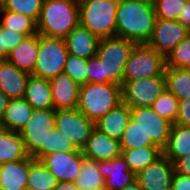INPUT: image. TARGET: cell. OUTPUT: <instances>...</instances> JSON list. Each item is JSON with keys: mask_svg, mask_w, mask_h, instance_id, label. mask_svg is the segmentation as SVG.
<instances>
[{"mask_svg": "<svg viewBox=\"0 0 190 190\" xmlns=\"http://www.w3.org/2000/svg\"><path fill=\"white\" fill-rule=\"evenodd\" d=\"M135 44L117 36L101 38L96 56L88 59L87 83L122 86L124 69Z\"/></svg>", "mask_w": 190, "mask_h": 190, "instance_id": "6da1fadb", "label": "cell"}, {"mask_svg": "<svg viewBox=\"0 0 190 190\" xmlns=\"http://www.w3.org/2000/svg\"><path fill=\"white\" fill-rule=\"evenodd\" d=\"M154 5L142 0H119L116 11V36L136 44L148 43L153 35Z\"/></svg>", "mask_w": 190, "mask_h": 190, "instance_id": "7a4b0ae2", "label": "cell"}, {"mask_svg": "<svg viewBox=\"0 0 190 190\" xmlns=\"http://www.w3.org/2000/svg\"><path fill=\"white\" fill-rule=\"evenodd\" d=\"M79 24V0H44L37 32L47 37L64 38Z\"/></svg>", "mask_w": 190, "mask_h": 190, "instance_id": "3957f363", "label": "cell"}, {"mask_svg": "<svg viewBox=\"0 0 190 190\" xmlns=\"http://www.w3.org/2000/svg\"><path fill=\"white\" fill-rule=\"evenodd\" d=\"M122 102V86L114 83H86L80 86L77 108L96 122Z\"/></svg>", "mask_w": 190, "mask_h": 190, "instance_id": "277c9868", "label": "cell"}, {"mask_svg": "<svg viewBox=\"0 0 190 190\" xmlns=\"http://www.w3.org/2000/svg\"><path fill=\"white\" fill-rule=\"evenodd\" d=\"M119 0H79L80 24L101 38L116 36Z\"/></svg>", "mask_w": 190, "mask_h": 190, "instance_id": "5b68a950", "label": "cell"}, {"mask_svg": "<svg viewBox=\"0 0 190 190\" xmlns=\"http://www.w3.org/2000/svg\"><path fill=\"white\" fill-rule=\"evenodd\" d=\"M56 110L33 109L32 115L19 132L28 156L41 160L46 155V139L48 132L55 128Z\"/></svg>", "mask_w": 190, "mask_h": 190, "instance_id": "8992f818", "label": "cell"}, {"mask_svg": "<svg viewBox=\"0 0 190 190\" xmlns=\"http://www.w3.org/2000/svg\"><path fill=\"white\" fill-rule=\"evenodd\" d=\"M68 50L63 38L47 37L38 34V57L31 75L52 79L64 72Z\"/></svg>", "mask_w": 190, "mask_h": 190, "instance_id": "52a82bcc", "label": "cell"}, {"mask_svg": "<svg viewBox=\"0 0 190 190\" xmlns=\"http://www.w3.org/2000/svg\"><path fill=\"white\" fill-rule=\"evenodd\" d=\"M166 59L148 43L135 44L127 60L123 81L165 76Z\"/></svg>", "mask_w": 190, "mask_h": 190, "instance_id": "ba28073f", "label": "cell"}, {"mask_svg": "<svg viewBox=\"0 0 190 190\" xmlns=\"http://www.w3.org/2000/svg\"><path fill=\"white\" fill-rule=\"evenodd\" d=\"M166 90L165 76L123 81L122 101L130 108L151 107Z\"/></svg>", "mask_w": 190, "mask_h": 190, "instance_id": "9c48e42d", "label": "cell"}, {"mask_svg": "<svg viewBox=\"0 0 190 190\" xmlns=\"http://www.w3.org/2000/svg\"><path fill=\"white\" fill-rule=\"evenodd\" d=\"M54 125L79 150L84 148L95 129V122L88 119L78 108L57 109Z\"/></svg>", "mask_w": 190, "mask_h": 190, "instance_id": "30bf717a", "label": "cell"}, {"mask_svg": "<svg viewBox=\"0 0 190 190\" xmlns=\"http://www.w3.org/2000/svg\"><path fill=\"white\" fill-rule=\"evenodd\" d=\"M131 119L149 136L152 143L160 149L167 145L172 123L160 117L151 107L131 108Z\"/></svg>", "mask_w": 190, "mask_h": 190, "instance_id": "8fae6325", "label": "cell"}, {"mask_svg": "<svg viewBox=\"0 0 190 190\" xmlns=\"http://www.w3.org/2000/svg\"><path fill=\"white\" fill-rule=\"evenodd\" d=\"M84 155L82 150L56 152L45 155L40 161L50 170L58 182H74L78 177Z\"/></svg>", "mask_w": 190, "mask_h": 190, "instance_id": "7c38bea8", "label": "cell"}, {"mask_svg": "<svg viewBox=\"0 0 190 190\" xmlns=\"http://www.w3.org/2000/svg\"><path fill=\"white\" fill-rule=\"evenodd\" d=\"M190 31L177 20L156 19L154 31L148 44L165 58Z\"/></svg>", "mask_w": 190, "mask_h": 190, "instance_id": "4fadbf2b", "label": "cell"}, {"mask_svg": "<svg viewBox=\"0 0 190 190\" xmlns=\"http://www.w3.org/2000/svg\"><path fill=\"white\" fill-rule=\"evenodd\" d=\"M175 169L174 164L163 154L145 169L136 174L142 190H170Z\"/></svg>", "mask_w": 190, "mask_h": 190, "instance_id": "5bb4252c", "label": "cell"}, {"mask_svg": "<svg viewBox=\"0 0 190 190\" xmlns=\"http://www.w3.org/2000/svg\"><path fill=\"white\" fill-rule=\"evenodd\" d=\"M98 169L104 177V188L107 190H122L136 180L122 155L112 160L98 161Z\"/></svg>", "mask_w": 190, "mask_h": 190, "instance_id": "9a60e30c", "label": "cell"}, {"mask_svg": "<svg viewBox=\"0 0 190 190\" xmlns=\"http://www.w3.org/2000/svg\"><path fill=\"white\" fill-rule=\"evenodd\" d=\"M54 109H75L80 86L65 72L50 79Z\"/></svg>", "mask_w": 190, "mask_h": 190, "instance_id": "2e32d148", "label": "cell"}, {"mask_svg": "<svg viewBox=\"0 0 190 190\" xmlns=\"http://www.w3.org/2000/svg\"><path fill=\"white\" fill-rule=\"evenodd\" d=\"M63 39L70 54L83 59L96 56L100 38L81 24L73 28Z\"/></svg>", "mask_w": 190, "mask_h": 190, "instance_id": "e0dca14e", "label": "cell"}, {"mask_svg": "<svg viewBox=\"0 0 190 190\" xmlns=\"http://www.w3.org/2000/svg\"><path fill=\"white\" fill-rule=\"evenodd\" d=\"M82 153L84 157L96 161L112 160L121 155L120 142L95 128Z\"/></svg>", "mask_w": 190, "mask_h": 190, "instance_id": "ac0fdd59", "label": "cell"}, {"mask_svg": "<svg viewBox=\"0 0 190 190\" xmlns=\"http://www.w3.org/2000/svg\"><path fill=\"white\" fill-rule=\"evenodd\" d=\"M131 119V108L123 101L95 122V128L120 142Z\"/></svg>", "mask_w": 190, "mask_h": 190, "instance_id": "d6986e66", "label": "cell"}, {"mask_svg": "<svg viewBox=\"0 0 190 190\" xmlns=\"http://www.w3.org/2000/svg\"><path fill=\"white\" fill-rule=\"evenodd\" d=\"M29 76L8 60L0 61V90L10 99L23 98Z\"/></svg>", "mask_w": 190, "mask_h": 190, "instance_id": "ffe728a7", "label": "cell"}, {"mask_svg": "<svg viewBox=\"0 0 190 190\" xmlns=\"http://www.w3.org/2000/svg\"><path fill=\"white\" fill-rule=\"evenodd\" d=\"M29 156L26 159L0 164V188L27 190Z\"/></svg>", "mask_w": 190, "mask_h": 190, "instance_id": "44dd1931", "label": "cell"}, {"mask_svg": "<svg viewBox=\"0 0 190 190\" xmlns=\"http://www.w3.org/2000/svg\"><path fill=\"white\" fill-rule=\"evenodd\" d=\"M38 57V33L26 36L8 55V61L21 71L33 73Z\"/></svg>", "mask_w": 190, "mask_h": 190, "instance_id": "7402d4cb", "label": "cell"}, {"mask_svg": "<svg viewBox=\"0 0 190 190\" xmlns=\"http://www.w3.org/2000/svg\"><path fill=\"white\" fill-rule=\"evenodd\" d=\"M23 98L33 109L54 108L50 80L30 75Z\"/></svg>", "mask_w": 190, "mask_h": 190, "instance_id": "603a6c76", "label": "cell"}, {"mask_svg": "<svg viewBox=\"0 0 190 190\" xmlns=\"http://www.w3.org/2000/svg\"><path fill=\"white\" fill-rule=\"evenodd\" d=\"M33 107L24 99H10L1 119L2 128L20 132L32 115Z\"/></svg>", "mask_w": 190, "mask_h": 190, "instance_id": "cb8c5ba5", "label": "cell"}, {"mask_svg": "<svg viewBox=\"0 0 190 190\" xmlns=\"http://www.w3.org/2000/svg\"><path fill=\"white\" fill-rule=\"evenodd\" d=\"M28 157L19 132L0 129V164L23 160Z\"/></svg>", "mask_w": 190, "mask_h": 190, "instance_id": "d4e9b609", "label": "cell"}, {"mask_svg": "<svg viewBox=\"0 0 190 190\" xmlns=\"http://www.w3.org/2000/svg\"><path fill=\"white\" fill-rule=\"evenodd\" d=\"M190 154V127L172 124L167 145L163 155L172 163L177 159Z\"/></svg>", "mask_w": 190, "mask_h": 190, "instance_id": "484cf974", "label": "cell"}, {"mask_svg": "<svg viewBox=\"0 0 190 190\" xmlns=\"http://www.w3.org/2000/svg\"><path fill=\"white\" fill-rule=\"evenodd\" d=\"M162 154L163 150L158 146H144L138 149L121 150L122 157L129 165L130 170L135 174L156 161Z\"/></svg>", "mask_w": 190, "mask_h": 190, "instance_id": "4316f807", "label": "cell"}, {"mask_svg": "<svg viewBox=\"0 0 190 190\" xmlns=\"http://www.w3.org/2000/svg\"><path fill=\"white\" fill-rule=\"evenodd\" d=\"M166 89L179 101L190 97V69L165 67Z\"/></svg>", "mask_w": 190, "mask_h": 190, "instance_id": "83f0119b", "label": "cell"}, {"mask_svg": "<svg viewBox=\"0 0 190 190\" xmlns=\"http://www.w3.org/2000/svg\"><path fill=\"white\" fill-rule=\"evenodd\" d=\"M27 190H54L58 180L40 161L29 156V174Z\"/></svg>", "mask_w": 190, "mask_h": 190, "instance_id": "f1b7e54d", "label": "cell"}, {"mask_svg": "<svg viewBox=\"0 0 190 190\" xmlns=\"http://www.w3.org/2000/svg\"><path fill=\"white\" fill-rule=\"evenodd\" d=\"M104 182L98 169V161L84 157L81 171L74 181L78 190H102Z\"/></svg>", "mask_w": 190, "mask_h": 190, "instance_id": "f546056e", "label": "cell"}, {"mask_svg": "<svg viewBox=\"0 0 190 190\" xmlns=\"http://www.w3.org/2000/svg\"><path fill=\"white\" fill-rule=\"evenodd\" d=\"M0 24L26 36L38 33L37 23L32 18L4 8L0 10Z\"/></svg>", "mask_w": 190, "mask_h": 190, "instance_id": "4dcf8cb0", "label": "cell"}, {"mask_svg": "<svg viewBox=\"0 0 190 190\" xmlns=\"http://www.w3.org/2000/svg\"><path fill=\"white\" fill-rule=\"evenodd\" d=\"M144 146L156 145H154L149 136H146L144 132L136 125V122L130 119L120 140L121 150L138 149Z\"/></svg>", "mask_w": 190, "mask_h": 190, "instance_id": "1f68e13d", "label": "cell"}, {"mask_svg": "<svg viewBox=\"0 0 190 190\" xmlns=\"http://www.w3.org/2000/svg\"><path fill=\"white\" fill-rule=\"evenodd\" d=\"M151 108L160 116L172 124L175 123L178 114L179 100L167 89L154 101Z\"/></svg>", "mask_w": 190, "mask_h": 190, "instance_id": "d6a6232c", "label": "cell"}, {"mask_svg": "<svg viewBox=\"0 0 190 190\" xmlns=\"http://www.w3.org/2000/svg\"><path fill=\"white\" fill-rule=\"evenodd\" d=\"M167 67L190 69V33L168 54Z\"/></svg>", "mask_w": 190, "mask_h": 190, "instance_id": "836d02e7", "label": "cell"}, {"mask_svg": "<svg viewBox=\"0 0 190 190\" xmlns=\"http://www.w3.org/2000/svg\"><path fill=\"white\" fill-rule=\"evenodd\" d=\"M88 59L68 54L64 65V72L67 73L79 86L87 83Z\"/></svg>", "mask_w": 190, "mask_h": 190, "instance_id": "e575fe53", "label": "cell"}, {"mask_svg": "<svg viewBox=\"0 0 190 190\" xmlns=\"http://www.w3.org/2000/svg\"><path fill=\"white\" fill-rule=\"evenodd\" d=\"M43 1L44 0H10L4 9L26 15L37 23Z\"/></svg>", "mask_w": 190, "mask_h": 190, "instance_id": "d590c367", "label": "cell"}, {"mask_svg": "<svg viewBox=\"0 0 190 190\" xmlns=\"http://www.w3.org/2000/svg\"><path fill=\"white\" fill-rule=\"evenodd\" d=\"M186 0H157L154 4L155 14L158 19L178 20Z\"/></svg>", "mask_w": 190, "mask_h": 190, "instance_id": "8d00e7d4", "label": "cell"}, {"mask_svg": "<svg viewBox=\"0 0 190 190\" xmlns=\"http://www.w3.org/2000/svg\"><path fill=\"white\" fill-rule=\"evenodd\" d=\"M78 149L74 146L70 139L66 138L64 134L57 130L53 129L48 132L46 139V155L56 152H74Z\"/></svg>", "mask_w": 190, "mask_h": 190, "instance_id": "74e56055", "label": "cell"}, {"mask_svg": "<svg viewBox=\"0 0 190 190\" xmlns=\"http://www.w3.org/2000/svg\"><path fill=\"white\" fill-rule=\"evenodd\" d=\"M175 124L190 127V97L179 101V108Z\"/></svg>", "mask_w": 190, "mask_h": 190, "instance_id": "f35d334b", "label": "cell"}, {"mask_svg": "<svg viewBox=\"0 0 190 190\" xmlns=\"http://www.w3.org/2000/svg\"><path fill=\"white\" fill-rule=\"evenodd\" d=\"M26 37V35L18 33L14 30L4 27L5 50L9 53Z\"/></svg>", "mask_w": 190, "mask_h": 190, "instance_id": "ab89813d", "label": "cell"}, {"mask_svg": "<svg viewBox=\"0 0 190 190\" xmlns=\"http://www.w3.org/2000/svg\"><path fill=\"white\" fill-rule=\"evenodd\" d=\"M171 190H190V177L174 172Z\"/></svg>", "mask_w": 190, "mask_h": 190, "instance_id": "60d3db41", "label": "cell"}, {"mask_svg": "<svg viewBox=\"0 0 190 190\" xmlns=\"http://www.w3.org/2000/svg\"><path fill=\"white\" fill-rule=\"evenodd\" d=\"M175 172L190 177V154H187L174 163Z\"/></svg>", "mask_w": 190, "mask_h": 190, "instance_id": "b9f144b4", "label": "cell"}, {"mask_svg": "<svg viewBox=\"0 0 190 190\" xmlns=\"http://www.w3.org/2000/svg\"><path fill=\"white\" fill-rule=\"evenodd\" d=\"M177 21H179L185 28L190 30V0L186 1Z\"/></svg>", "mask_w": 190, "mask_h": 190, "instance_id": "7bdbcfd3", "label": "cell"}, {"mask_svg": "<svg viewBox=\"0 0 190 190\" xmlns=\"http://www.w3.org/2000/svg\"><path fill=\"white\" fill-rule=\"evenodd\" d=\"M8 59V54L5 50V40H4V27L0 24V61Z\"/></svg>", "mask_w": 190, "mask_h": 190, "instance_id": "ee69618b", "label": "cell"}, {"mask_svg": "<svg viewBox=\"0 0 190 190\" xmlns=\"http://www.w3.org/2000/svg\"><path fill=\"white\" fill-rule=\"evenodd\" d=\"M10 101V98L0 90V120L2 119L5 109Z\"/></svg>", "mask_w": 190, "mask_h": 190, "instance_id": "f6af8a7d", "label": "cell"}, {"mask_svg": "<svg viewBox=\"0 0 190 190\" xmlns=\"http://www.w3.org/2000/svg\"><path fill=\"white\" fill-rule=\"evenodd\" d=\"M54 190H78L74 182H58Z\"/></svg>", "mask_w": 190, "mask_h": 190, "instance_id": "bcb514c9", "label": "cell"}, {"mask_svg": "<svg viewBox=\"0 0 190 190\" xmlns=\"http://www.w3.org/2000/svg\"><path fill=\"white\" fill-rule=\"evenodd\" d=\"M122 190H142V188L140 187L139 183L137 180H135L134 182H132L131 184L127 185L124 189Z\"/></svg>", "mask_w": 190, "mask_h": 190, "instance_id": "7dc6e473", "label": "cell"}, {"mask_svg": "<svg viewBox=\"0 0 190 190\" xmlns=\"http://www.w3.org/2000/svg\"><path fill=\"white\" fill-rule=\"evenodd\" d=\"M9 1L10 0H0V7L4 8L9 3Z\"/></svg>", "mask_w": 190, "mask_h": 190, "instance_id": "c3c4849f", "label": "cell"}, {"mask_svg": "<svg viewBox=\"0 0 190 190\" xmlns=\"http://www.w3.org/2000/svg\"><path fill=\"white\" fill-rule=\"evenodd\" d=\"M142 1L154 5V4L156 3L157 0H142Z\"/></svg>", "mask_w": 190, "mask_h": 190, "instance_id": "681fc988", "label": "cell"}]
</instances>
